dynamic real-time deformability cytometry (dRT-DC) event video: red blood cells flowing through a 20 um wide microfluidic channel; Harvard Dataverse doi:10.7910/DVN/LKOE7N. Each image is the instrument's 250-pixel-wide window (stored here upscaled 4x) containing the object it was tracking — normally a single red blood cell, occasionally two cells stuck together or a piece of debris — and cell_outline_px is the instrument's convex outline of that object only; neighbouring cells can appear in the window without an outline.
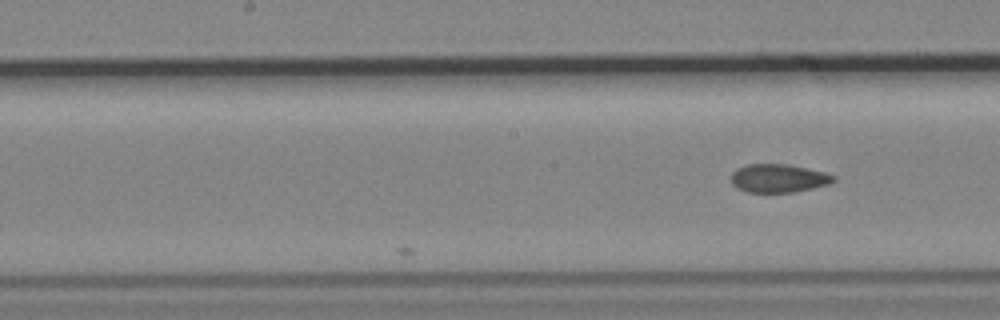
{"species": "common noctule bat (a hibernating species)", "species_latin": "Nyctalus noctula", "temperature_condition": "cold", "stored_images_in_passage": 6, "camera_frame_rate_fps": 3000, "um_per_image_px": 0.085, "animal": {"sex": "male", "body_mass_g": 19.2, "forearm_length_mm": 51.8}, "frame": {"image": 1, "passage_image": 6, "time_ms": 5.667, "image_size_px": [1000, 320], "cell_outline_px": [[836, 180], [828, 184], [812, 188], [792, 192], [748, 192], [736, 188], [732, 184], [732, 172], [736, 168], [748, 164], [784, 164], [824, 172], [836, 176]], "centroid_in_image_um": [66.14, 15.15], "position_along_channel_um": 182.1, "area_um2": 16.76}}